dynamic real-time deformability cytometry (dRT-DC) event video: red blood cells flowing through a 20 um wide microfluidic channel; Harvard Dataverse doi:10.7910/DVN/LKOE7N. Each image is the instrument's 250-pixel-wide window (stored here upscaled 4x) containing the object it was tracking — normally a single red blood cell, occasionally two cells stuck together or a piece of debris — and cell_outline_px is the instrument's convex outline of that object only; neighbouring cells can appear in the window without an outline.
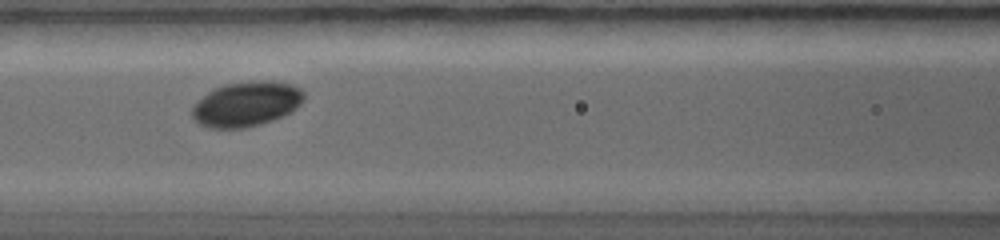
{"species": "common noctule bat (a hibernating species)", "species_latin": "Nyctalus noctula", "temperature_condition": "warm", "stored_images_in_passage": 10, "camera_frame_rate_fps": 5000, "um_per_image_px": 0.085, "animal": {"sex": "female", "body_mass_g": 19.0, "forearm_length_mm": 56.7}, "frame": {"image": 1, "passage_image": 9, "time_ms": 3.8, "image_size_px": [1000, 240], "cell_outline_px": [[304, 96], [300, 104], [292, 112], [284, 116], [260, 124], [244, 128], [208, 128], [192, 120], [192, 108], [208, 92], [224, 84], [252, 80], [264, 80], [292, 84], [300, 88], [304, 92]], "centroid_in_image_um": [20.96, 8.84], "position_along_channel_um": 145.6, "area_um2": 29.3}}
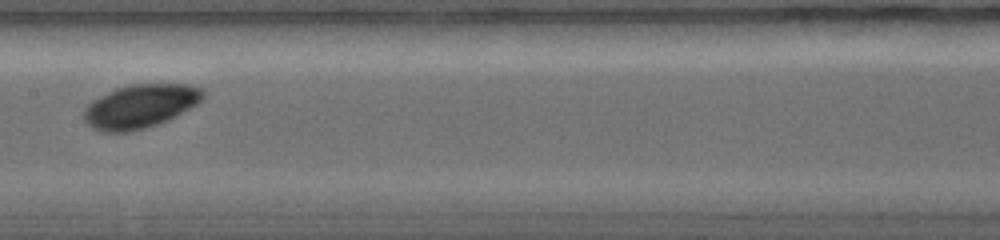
{"frame": {"image": 2, "passage_image": 10, "time_ms": 4.8, "image_size_px": [1000, 240], "cell_outline_px": [[204, 96], [196, 104], [176, 116], [168, 120], [144, 128], [128, 132], [100, 132], [92, 128], [84, 120], [84, 108], [88, 104], [116, 88], [132, 84], [184, 84], [200, 88], [204, 92]], "centroid_in_image_um": [11.9, 9.04], "position_along_channel_um": 195.5, "area_um2": 29.88}}